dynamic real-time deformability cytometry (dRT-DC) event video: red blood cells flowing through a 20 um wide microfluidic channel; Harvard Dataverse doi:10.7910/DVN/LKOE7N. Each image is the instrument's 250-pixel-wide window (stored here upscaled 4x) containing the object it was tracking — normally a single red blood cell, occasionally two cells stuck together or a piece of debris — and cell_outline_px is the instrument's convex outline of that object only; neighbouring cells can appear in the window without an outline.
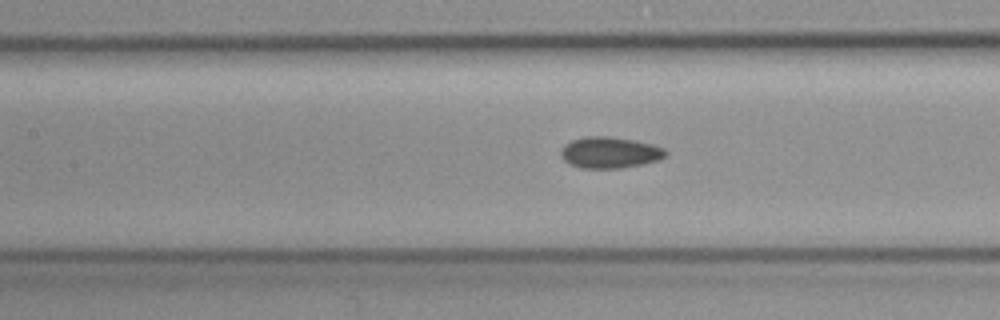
{"species": "common noctule bat (a hibernating species)", "species_latin": "Nyctalus noctula", "temperature_condition": "cold", "stored_images_in_passage": 15, "camera_frame_rate_fps": 3000, "um_per_image_px": 0.085, "animal": {"sex": "female", "body_mass_g": 19.3, "forearm_length_mm": 54.1}, "frame": {"image": 1, "passage_image": 13, "time_ms": 4.0, "image_size_px": [1000, 320], "cell_outline_px": [[668, 152], [664, 156], [656, 160], [644, 164], [620, 168], [580, 168], [568, 164], [560, 156], [560, 152], [564, 144], [572, 140], [584, 136], [608, 136], [636, 140], [652, 144], [664, 148]], "centroid_in_image_um": [51.8, 12.96], "position_along_channel_um": 155.6, "area_um2": 19.25}}